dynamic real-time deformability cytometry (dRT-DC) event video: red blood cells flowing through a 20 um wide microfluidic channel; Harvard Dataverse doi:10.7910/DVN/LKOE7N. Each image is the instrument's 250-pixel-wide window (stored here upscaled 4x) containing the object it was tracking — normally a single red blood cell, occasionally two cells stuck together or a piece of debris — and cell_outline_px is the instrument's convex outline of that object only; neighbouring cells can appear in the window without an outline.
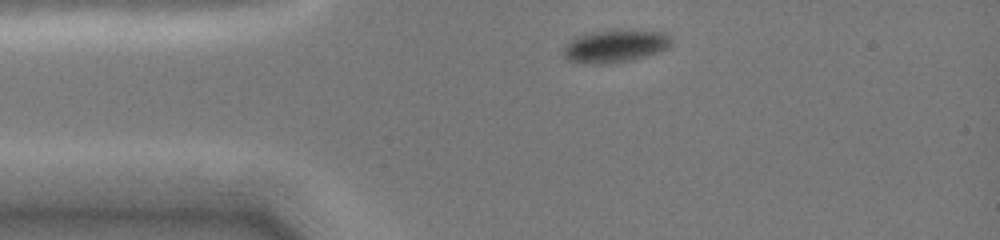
{"species": "common noctule bat (a hibernating species)", "species_latin": "Nyctalus noctula", "temperature_condition": "cold", "stored_images_in_passage": 2, "camera_frame_rate_fps": 3000, "um_per_image_px": 0.085, "animal": {"sex": "female", "body_mass_g": 19.0, "forearm_length_mm": 51.5}, "frame": {"image": 1, "passage_image": 1, "time_ms": 0.0, "image_size_px": [1000, 240], "cell_outline_px": [[672, 40], [664, 48], [648, 56], [628, 60], [604, 64], [592, 64], [568, 60], [564, 56], [564, 48], [572, 40], [580, 36], [592, 32], [660, 32], [668, 36]], "centroid_in_image_um": [52.24, 3.96], "position_along_channel_um": 32.8, "area_um2": 19.19}}